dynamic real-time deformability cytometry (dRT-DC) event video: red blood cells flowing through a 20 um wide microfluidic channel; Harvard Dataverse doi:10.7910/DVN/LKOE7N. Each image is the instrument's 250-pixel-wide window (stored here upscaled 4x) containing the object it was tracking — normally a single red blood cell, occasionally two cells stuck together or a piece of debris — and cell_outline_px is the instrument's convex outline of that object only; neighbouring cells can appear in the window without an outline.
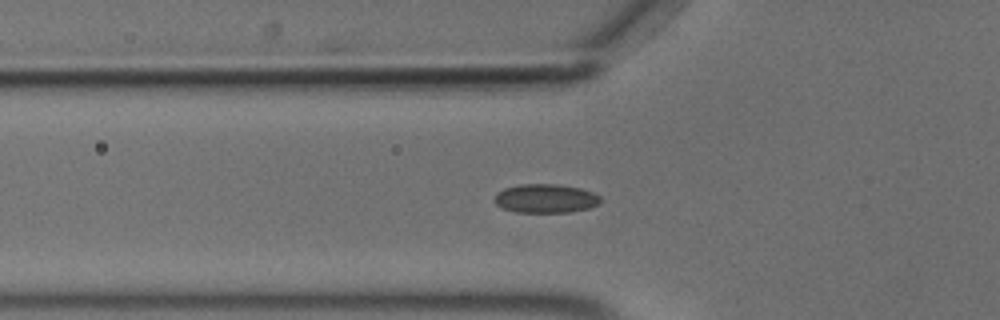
{"species": "common noctule bat (a hibernating species)", "species_latin": "Nyctalus noctula", "temperature_condition": "cold", "stored_images_in_passage": 38, "camera_frame_rate_fps": 3000, "um_per_image_px": 0.085, "animal": {"sex": "male", "body_mass_g": 18.8}, "frame": {"image": 1, "passage_image": 2, "time_ms": 0.333, "image_size_px": [1000, 320], "cell_outline_px": [[600, 204], [588, 208], [572, 212], [516, 212], [500, 208], [492, 200], [496, 192], [504, 188], [520, 184], [556, 184], [580, 188], [592, 192], [600, 196]], "centroid_in_image_um": [46.33, 16.87], "position_along_channel_um": 79.5, "area_um2": 18.03}}
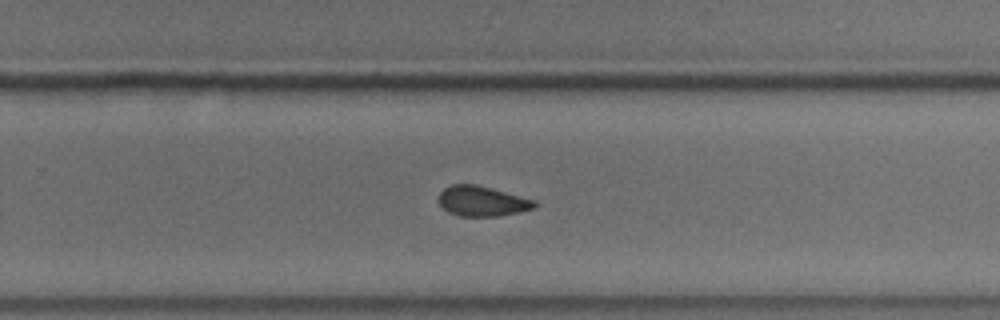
{"frame": {"image": 2, "passage_image": 19, "time_ms": 6.0, "image_size_px": [1000, 320], "cell_outline_px": [[536, 208], [520, 212], [496, 216], [460, 216], [448, 212], [436, 200], [440, 192], [444, 188], [452, 184], [476, 184], [536, 200]], "centroid_in_image_um": [40.96, 17.09], "position_along_channel_um": 288.8, "area_um2": 16.94}}
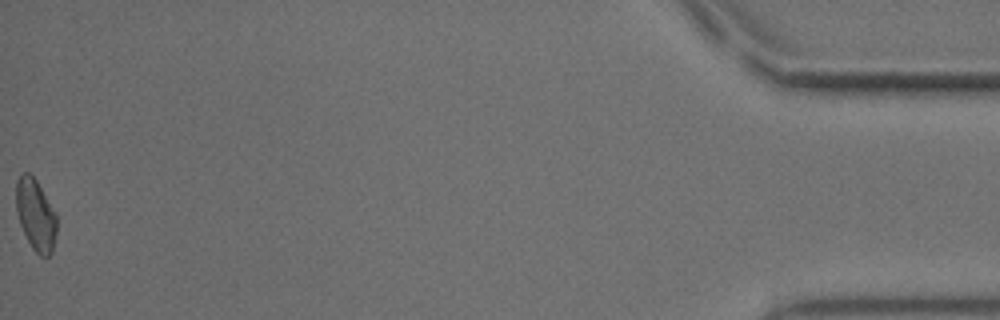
{"frame": {"image": 3, "passage_image": 38, "time_ms": 12.333, "image_size_px": [1000, 320], "cell_outline_px": [[56, 232], [52, 252], [48, 256], [40, 256], [32, 248], [20, 224], [16, 212], [16, 180], [24, 172], [28, 172], [36, 180], [56, 216]], "centroid_in_image_um": [3.01, 18.27], "position_along_channel_um": 432.2, "area_um2": 16.53}, "authors_computed_cell_mechanics": {"area_um2": 17.1666, "velocity_mm_per_s": 3.6835, "shape_relaxation_time_tau1_ms": 5.506, "shape_relaxation_time_tau2_ms": 3.3532, "deformation_change_tau1": 0.0673, "deformation_change_tau2": 0.0832}}